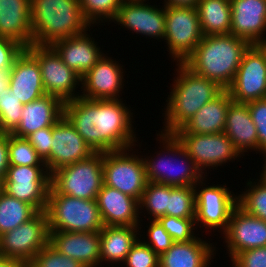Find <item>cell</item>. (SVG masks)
Here are the masks:
<instances>
[{"label": "cell", "mask_w": 266, "mask_h": 267, "mask_svg": "<svg viewBox=\"0 0 266 267\" xmlns=\"http://www.w3.org/2000/svg\"><path fill=\"white\" fill-rule=\"evenodd\" d=\"M227 90L237 103L266 98V57L256 44L250 45L244 52L235 78Z\"/></svg>", "instance_id": "obj_15"}, {"label": "cell", "mask_w": 266, "mask_h": 267, "mask_svg": "<svg viewBox=\"0 0 266 267\" xmlns=\"http://www.w3.org/2000/svg\"><path fill=\"white\" fill-rule=\"evenodd\" d=\"M30 19L35 45H51L85 33L91 27L79 0H30Z\"/></svg>", "instance_id": "obj_4"}, {"label": "cell", "mask_w": 266, "mask_h": 267, "mask_svg": "<svg viewBox=\"0 0 266 267\" xmlns=\"http://www.w3.org/2000/svg\"><path fill=\"white\" fill-rule=\"evenodd\" d=\"M103 184V152H95L85 160L52 172L49 194L94 200Z\"/></svg>", "instance_id": "obj_6"}, {"label": "cell", "mask_w": 266, "mask_h": 267, "mask_svg": "<svg viewBox=\"0 0 266 267\" xmlns=\"http://www.w3.org/2000/svg\"><path fill=\"white\" fill-rule=\"evenodd\" d=\"M250 45L247 40L233 34L206 35L184 64L196 74L227 90Z\"/></svg>", "instance_id": "obj_3"}, {"label": "cell", "mask_w": 266, "mask_h": 267, "mask_svg": "<svg viewBox=\"0 0 266 267\" xmlns=\"http://www.w3.org/2000/svg\"><path fill=\"white\" fill-rule=\"evenodd\" d=\"M8 167V134L0 133V180L2 182L6 176Z\"/></svg>", "instance_id": "obj_47"}, {"label": "cell", "mask_w": 266, "mask_h": 267, "mask_svg": "<svg viewBox=\"0 0 266 267\" xmlns=\"http://www.w3.org/2000/svg\"><path fill=\"white\" fill-rule=\"evenodd\" d=\"M46 214L49 232H96L104 227L96 199L48 194Z\"/></svg>", "instance_id": "obj_7"}, {"label": "cell", "mask_w": 266, "mask_h": 267, "mask_svg": "<svg viewBox=\"0 0 266 267\" xmlns=\"http://www.w3.org/2000/svg\"><path fill=\"white\" fill-rule=\"evenodd\" d=\"M122 265L125 267H159V256L138 238Z\"/></svg>", "instance_id": "obj_42"}, {"label": "cell", "mask_w": 266, "mask_h": 267, "mask_svg": "<svg viewBox=\"0 0 266 267\" xmlns=\"http://www.w3.org/2000/svg\"><path fill=\"white\" fill-rule=\"evenodd\" d=\"M38 211L29 203L0 193V235L31 219Z\"/></svg>", "instance_id": "obj_32"}, {"label": "cell", "mask_w": 266, "mask_h": 267, "mask_svg": "<svg viewBox=\"0 0 266 267\" xmlns=\"http://www.w3.org/2000/svg\"><path fill=\"white\" fill-rule=\"evenodd\" d=\"M228 261L233 267H266V247L245 250Z\"/></svg>", "instance_id": "obj_44"}, {"label": "cell", "mask_w": 266, "mask_h": 267, "mask_svg": "<svg viewBox=\"0 0 266 267\" xmlns=\"http://www.w3.org/2000/svg\"><path fill=\"white\" fill-rule=\"evenodd\" d=\"M2 191V181L0 180V193Z\"/></svg>", "instance_id": "obj_53"}, {"label": "cell", "mask_w": 266, "mask_h": 267, "mask_svg": "<svg viewBox=\"0 0 266 267\" xmlns=\"http://www.w3.org/2000/svg\"><path fill=\"white\" fill-rule=\"evenodd\" d=\"M208 240L197 236L191 241L173 242L172 246L159 256V267H211L214 262L212 259L220 248L216 247L217 242L214 244L212 239Z\"/></svg>", "instance_id": "obj_24"}, {"label": "cell", "mask_w": 266, "mask_h": 267, "mask_svg": "<svg viewBox=\"0 0 266 267\" xmlns=\"http://www.w3.org/2000/svg\"><path fill=\"white\" fill-rule=\"evenodd\" d=\"M50 187L46 166L9 165L2 182L5 193L29 203L37 211H46Z\"/></svg>", "instance_id": "obj_14"}, {"label": "cell", "mask_w": 266, "mask_h": 267, "mask_svg": "<svg viewBox=\"0 0 266 267\" xmlns=\"http://www.w3.org/2000/svg\"><path fill=\"white\" fill-rule=\"evenodd\" d=\"M207 176H204L194 185L196 205V228L202 233L212 232L223 233L228 226L232 211L237 206V194L230 191L229 187L223 185H206ZM207 179V180H205ZM198 226V227H197ZM205 231L203 232L202 229ZM210 232V233H209Z\"/></svg>", "instance_id": "obj_8"}, {"label": "cell", "mask_w": 266, "mask_h": 267, "mask_svg": "<svg viewBox=\"0 0 266 267\" xmlns=\"http://www.w3.org/2000/svg\"><path fill=\"white\" fill-rule=\"evenodd\" d=\"M196 9L203 36L230 34V0H199Z\"/></svg>", "instance_id": "obj_31"}, {"label": "cell", "mask_w": 266, "mask_h": 267, "mask_svg": "<svg viewBox=\"0 0 266 267\" xmlns=\"http://www.w3.org/2000/svg\"><path fill=\"white\" fill-rule=\"evenodd\" d=\"M220 235L223 247L232 261L240 252L266 247V221L243 211L238 205L232 211L227 229Z\"/></svg>", "instance_id": "obj_18"}, {"label": "cell", "mask_w": 266, "mask_h": 267, "mask_svg": "<svg viewBox=\"0 0 266 267\" xmlns=\"http://www.w3.org/2000/svg\"><path fill=\"white\" fill-rule=\"evenodd\" d=\"M25 49L38 61L46 94L56 96L63 102L81 96V90H78V87L81 88V77L65 65L50 45L32 44Z\"/></svg>", "instance_id": "obj_13"}, {"label": "cell", "mask_w": 266, "mask_h": 267, "mask_svg": "<svg viewBox=\"0 0 266 267\" xmlns=\"http://www.w3.org/2000/svg\"><path fill=\"white\" fill-rule=\"evenodd\" d=\"M26 139L35 148L38 155L46 162L50 158L52 137V126L39 129L31 133Z\"/></svg>", "instance_id": "obj_45"}, {"label": "cell", "mask_w": 266, "mask_h": 267, "mask_svg": "<svg viewBox=\"0 0 266 267\" xmlns=\"http://www.w3.org/2000/svg\"><path fill=\"white\" fill-rule=\"evenodd\" d=\"M8 162L9 165L45 166L35 148L26 138L8 133Z\"/></svg>", "instance_id": "obj_37"}, {"label": "cell", "mask_w": 266, "mask_h": 267, "mask_svg": "<svg viewBox=\"0 0 266 267\" xmlns=\"http://www.w3.org/2000/svg\"><path fill=\"white\" fill-rule=\"evenodd\" d=\"M25 49L17 41L0 37V69L12 68L16 58Z\"/></svg>", "instance_id": "obj_46"}, {"label": "cell", "mask_w": 266, "mask_h": 267, "mask_svg": "<svg viewBox=\"0 0 266 267\" xmlns=\"http://www.w3.org/2000/svg\"><path fill=\"white\" fill-rule=\"evenodd\" d=\"M232 102L228 90H223L173 133L215 134L224 132L228 108Z\"/></svg>", "instance_id": "obj_28"}, {"label": "cell", "mask_w": 266, "mask_h": 267, "mask_svg": "<svg viewBox=\"0 0 266 267\" xmlns=\"http://www.w3.org/2000/svg\"><path fill=\"white\" fill-rule=\"evenodd\" d=\"M27 267H85L79 261L59 253L48 244L26 265Z\"/></svg>", "instance_id": "obj_40"}, {"label": "cell", "mask_w": 266, "mask_h": 267, "mask_svg": "<svg viewBox=\"0 0 266 267\" xmlns=\"http://www.w3.org/2000/svg\"><path fill=\"white\" fill-rule=\"evenodd\" d=\"M156 136L160 150L142 155L147 181L173 187L194 186L205 176L173 134L159 132Z\"/></svg>", "instance_id": "obj_5"}, {"label": "cell", "mask_w": 266, "mask_h": 267, "mask_svg": "<svg viewBox=\"0 0 266 267\" xmlns=\"http://www.w3.org/2000/svg\"><path fill=\"white\" fill-rule=\"evenodd\" d=\"M224 133L243 157L248 155L246 152L254 151L258 154L257 129L252 121L247 103L233 101L229 105Z\"/></svg>", "instance_id": "obj_29"}, {"label": "cell", "mask_w": 266, "mask_h": 267, "mask_svg": "<svg viewBox=\"0 0 266 267\" xmlns=\"http://www.w3.org/2000/svg\"><path fill=\"white\" fill-rule=\"evenodd\" d=\"M123 0H79L82 14L91 29L101 23L110 24L116 19ZM110 22V23H109Z\"/></svg>", "instance_id": "obj_36"}, {"label": "cell", "mask_w": 266, "mask_h": 267, "mask_svg": "<svg viewBox=\"0 0 266 267\" xmlns=\"http://www.w3.org/2000/svg\"><path fill=\"white\" fill-rule=\"evenodd\" d=\"M9 89L23 105L46 95L38 61L26 49L11 68Z\"/></svg>", "instance_id": "obj_25"}, {"label": "cell", "mask_w": 266, "mask_h": 267, "mask_svg": "<svg viewBox=\"0 0 266 267\" xmlns=\"http://www.w3.org/2000/svg\"><path fill=\"white\" fill-rule=\"evenodd\" d=\"M124 101L123 98L90 100L79 96L64 102V116L94 152L138 145L141 148L134 128V109Z\"/></svg>", "instance_id": "obj_1"}, {"label": "cell", "mask_w": 266, "mask_h": 267, "mask_svg": "<svg viewBox=\"0 0 266 267\" xmlns=\"http://www.w3.org/2000/svg\"><path fill=\"white\" fill-rule=\"evenodd\" d=\"M202 38L196 8L165 6V35L162 41L166 42L167 52L173 64L184 63Z\"/></svg>", "instance_id": "obj_10"}, {"label": "cell", "mask_w": 266, "mask_h": 267, "mask_svg": "<svg viewBox=\"0 0 266 267\" xmlns=\"http://www.w3.org/2000/svg\"><path fill=\"white\" fill-rule=\"evenodd\" d=\"M194 186H168L166 216L196 218Z\"/></svg>", "instance_id": "obj_35"}, {"label": "cell", "mask_w": 266, "mask_h": 267, "mask_svg": "<svg viewBox=\"0 0 266 267\" xmlns=\"http://www.w3.org/2000/svg\"><path fill=\"white\" fill-rule=\"evenodd\" d=\"M138 238L139 226H104L100 230L101 267L123 264Z\"/></svg>", "instance_id": "obj_30"}, {"label": "cell", "mask_w": 266, "mask_h": 267, "mask_svg": "<svg viewBox=\"0 0 266 267\" xmlns=\"http://www.w3.org/2000/svg\"><path fill=\"white\" fill-rule=\"evenodd\" d=\"M0 37L13 39L25 48L32 45L30 0H0Z\"/></svg>", "instance_id": "obj_27"}, {"label": "cell", "mask_w": 266, "mask_h": 267, "mask_svg": "<svg viewBox=\"0 0 266 267\" xmlns=\"http://www.w3.org/2000/svg\"><path fill=\"white\" fill-rule=\"evenodd\" d=\"M50 232L46 211H38L31 219L0 235V257L27 265L49 244Z\"/></svg>", "instance_id": "obj_12"}, {"label": "cell", "mask_w": 266, "mask_h": 267, "mask_svg": "<svg viewBox=\"0 0 266 267\" xmlns=\"http://www.w3.org/2000/svg\"><path fill=\"white\" fill-rule=\"evenodd\" d=\"M258 135V153L266 156V98L247 102Z\"/></svg>", "instance_id": "obj_43"}, {"label": "cell", "mask_w": 266, "mask_h": 267, "mask_svg": "<svg viewBox=\"0 0 266 267\" xmlns=\"http://www.w3.org/2000/svg\"><path fill=\"white\" fill-rule=\"evenodd\" d=\"M231 32L251 45L266 39V0H230Z\"/></svg>", "instance_id": "obj_21"}, {"label": "cell", "mask_w": 266, "mask_h": 267, "mask_svg": "<svg viewBox=\"0 0 266 267\" xmlns=\"http://www.w3.org/2000/svg\"><path fill=\"white\" fill-rule=\"evenodd\" d=\"M167 207L168 185L147 181L145 190L139 200V212L142 222L139 224V230L143 228L142 224H144V219H142L141 216L145 211L144 215L148 213L147 215L149 216L145 215L143 217H146V219L148 217V220H158L160 217L166 215Z\"/></svg>", "instance_id": "obj_34"}, {"label": "cell", "mask_w": 266, "mask_h": 267, "mask_svg": "<svg viewBox=\"0 0 266 267\" xmlns=\"http://www.w3.org/2000/svg\"><path fill=\"white\" fill-rule=\"evenodd\" d=\"M63 116L64 102L56 96L46 94L23 106L21 121L11 134L26 138L39 129L53 126Z\"/></svg>", "instance_id": "obj_26"}, {"label": "cell", "mask_w": 266, "mask_h": 267, "mask_svg": "<svg viewBox=\"0 0 266 267\" xmlns=\"http://www.w3.org/2000/svg\"><path fill=\"white\" fill-rule=\"evenodd\" d=\"M259 176V179L247 180V188L237 195V205L246 213L266 221V175L260 172Z\"/></svg>", "instance_id": "obj_33"}, {"label": "cell", "mask_w": 266, "mask_h": 267, "mask_svg": "<svg viewBox=\"0 0 266 267\" xmlns=\"http://www.w3.org/2000/svg\"><path fill=\"white\" fill-rule=\"evenodd\" d=\"M96 200L104 226H139V201L135 198L103 184Z\"/></svg>", "instance_id": "obj_23"}, {"label": "cell", "mask_w": 266, "mask_h": 267, "mask_svg": "<svg viewBox=\"0 0 266 267\" xmlns=\"http://www.w3.org/2000/svg\"><path fill=\"white\" fill-rule=\"evenodd\" d=\"M90 31L89 28L85 33L57 40L50 45L65 65L80 77L84 76L106 52L100 48L99 42L95 41Z\"/></svg>", "instance_id": "obj_20"}, {"label": "cell", "mask_w": 266, "mask_h": 267, "mask_svg": "<svg viewBox=\"0 0 266 267\" xmlns=\"http://www.w3.org/2000/svg\"><path fill=\"white\" fill-rule=\"evenodd\" d=\"M23 106L9 88L0 94V133H12L17 128Z\"/></svg>", "instance_id": "obj_38"}, {"label": "cell", "mask_w": 266, "mask_h": 267, "mask_svg": "<svg viewBox=\"0 0 266 267\" xmlns=\"http://www.w3.org/2000/svg\"><path fill=\"white\" fill-rule=\"evenodd\" d=\"M52 137L50 158L45 162L50 174L95 153L65 116L52 126Z\"/></svg>", "instance_id": "obj_19"}, {"label": "cell", "mask_w": 266, "mask_h": 267, "mask_svg": "<svg viewBox=\"0 0 266 267\" xmlns=\"http://www.w3.org/2000/svg\"><path fill=\"white\" fill-rule=\"evenodd\" d=\"M158 221L171 236L173 242L191 241L195 239L197 235H200V231H198V233L196 231L195 218H178L165 215L160 217Z\"/></svg>", "instance_id": "obj_39"}, {"label": "cell", "mask_w": 266, "mask_h": 267, "mask_svg": "<svg viewBox=\"0 0 266 267\" xmlns=\"http://www.w3.org/2000/svg\"><path fill=\"white\" fill-rule=\"evenodd\" d=\"M262 159H264V160H263L264 164H263V166L261 167L262 170H260V171L266 175V156H265L264 158L262 157Z\"/></svg>", "instance_id": "obj_52"}, {"label": "cell", "mask_w": 266, "mask_h": 267, "mask_svg": "<svg viewBox=\"0 0 266 267\" xmlns=\"http://www.w3.org/2000/svg\"><path fill=\"white\" fill-rule=\"evenodd\" d=\"M151 3L149 0H123L113 22L132 34L161 41L165 35V6Z\"/></svg>", "instance_id": "obj_16"}, {"label": "cell", "mask_w": 266, "mask_h": 267, "mask_svg": "<svg viewBox=\"0 0 266 267\" xmlns=\"http://www.w3.org/2000/svg\"><path fill=\"white\" fill-rule=\"evenodd\" d=\"M0 267H26V265L18 260L0 257Z\"/></svg>", "instance_id": "obj_50"}, {"label": "cell", "mask_w": 266, "mask_h": 267, "mask_svg": "<svg viewBox=\"0 0 266 267\" xmlns=\"http://www.w3.org/2000/svg\"><path fill=\"white\" fill-rule=\"evenodd\" d=\"M148 221H150L149 225L146 226L148 229L146 232L145 230L139 231V238L160 256L172 246L173 240L158 220ZM142 232L147 234L143 236Z\"/></svg>", "instance_id": "obj_41"}, {"label": "cell", "mask_w": 266, "mask_h": 267, "mask_svg": "<svg viewBox=\"0 0 266 267\" xmlns=\"http://www.w3.org/2000/svg\"><path fill=\"white\" fill-rule=\"evenodd\" d=\"M135 148L103 152V181L139 201L147 179L142 154Z\"/></svg>", "instance_id": "obj_9"}, {"label": "cell", "mask_w": 266, "mask_h": 267, "mask_svg": "<svg viewBox=\"0 0 266 267\" xmlns=\"http://www.w3.org/2000/svg\"><path fill=\"white\" fill-rule=\"evenodd\" d=\"M104 56L81 77V97L90 100L121 99L124 93L125 68L112 56ZM125 72V73H124ZM124 80V81H123ZM123 91V92H122ZM122 92V93H121ZM121 95V96H120Z\"/></svg>", "instance_id": "obj_17"}, {"label": "cell", "mask_w": 266, "mask_h": 267, "mask_svg": "<svg viewBox=\"0 0 266 267\" xmlns=\"http://www.w3.org/2000/svg\"><path fill=\"white\" fill-rule=\"evenodd\" d=\"M49 244L62 255L79 261L85 267H101L100 231H50Z\"/></svg>", "instance_id": "obj_22"}, {"label": "cell", "mask_w": 266, "mask_h": 267, "mask_svg": "<svg viewBox=\"0 0 266 267\" xmlns=\"http://www.w3.org/2000/svg\"><path fill=\"white\" fill-rule=\"evenodd\" d=\"M175 66L171 91L162 110L164 125L158 131L165 134L175 132L224 90L216 82L193 72L184 63H175Z\"/></svg>", "instance_id": "obj_2"}, {"label": "cell", "mask_w": 266, "mask_h": 267, "mask_svg": "<svg viewBox=\"0 0 266 267\" xmlns=\"http://www.w3.org/2000/svg\"><path fill=\"white\" fill-rule=\"evenodd\" d=\"M199 0H164V6H183V7H197Z\"/></svg>", "instance_id": "obj_48"}, {"label": "cell", "mask_w": 266, "mask_h": 267, "mask_svg": "<svg viewBox=\"0 0 266 267\" xmlns=\"http://www.w3.org/2000/svg\"><path fill=\"white\" fill-rule=\"evenodd\" d=\"M264 53L266 57V39L256 44Z\"/></svg>", "instance_id": "obj_51"}, {"label": "cell", "mask_w": 266, "mask_h": 267, "mask_svg": "<svg viewBox=\"0 0 266 267\" xmlns=\"http://www.w3.org/2000/svg\"><path fill=\"white\" fill-rule=\"evenodd\" d=\"M172 134L205 176H208V170L212 171L211 168L217 171L218 166L225 165L226 167L228 162L233 163L235 160L237 162L241 160L242 155L224 132L215 134Z\"/></svg>", "instance_id": "obj_11"}, {"label": "cell", "mask_w": 266, "mask_h": 267, "mask_svg": "<svg viewBox=\"0 0 266 267\" xmlns=\"http://www.w3.org/2000/svg\"><path fill=\"white\" fill-rule=\"evenodd\" d=\"M11 68L0 69V94L9 88Z\"/></svg>", "instance_id": "obj_49"}]
</instances>
